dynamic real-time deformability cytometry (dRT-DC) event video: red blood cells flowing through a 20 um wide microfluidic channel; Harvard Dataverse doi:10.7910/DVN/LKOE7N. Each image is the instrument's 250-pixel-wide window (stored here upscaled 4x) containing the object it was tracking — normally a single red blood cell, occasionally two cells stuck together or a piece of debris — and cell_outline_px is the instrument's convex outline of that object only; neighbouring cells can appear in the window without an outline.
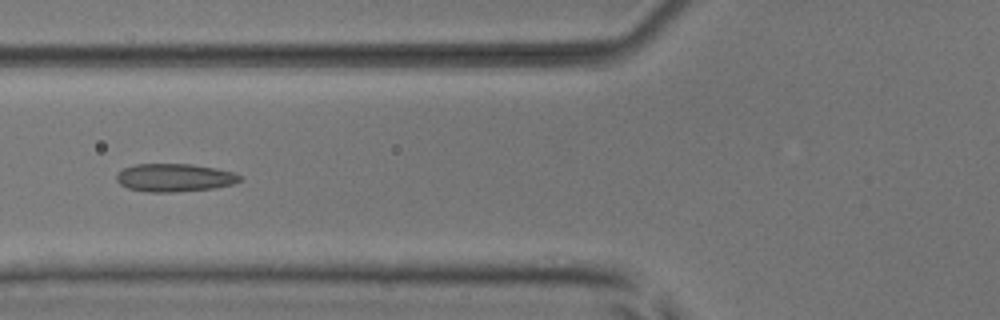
{"species": "common noctule bat (a hibernating species)", "species_latin": "Nyctalus noctula", "temperature_condition": "room temperature", "stored_images_in_passage": 7, "camera_frame_rate_fps": 3000, "um_per_image_px": 0.085, "animal": {"sex": "male", "body_mass_g": 17.9, "forearm_length_mm": 54.2}, "frame": {"image": 1, "passage_image": 6, "time_ms": 6.0, "image_size_px": [1000, 320], "cell_outline_px": [[240, 180], [232, 184], [212, 188], [172, 192], [148, 192], [128, 188], [120, 184], [116, 180], [116, 176], [124, 168], [136, 164], [192, 164], [216, 168], [232, 172], [240, 176]], "centroid_in_image_um": [14.8, 15.1], "position_along_channel_um": 111.0, "area_um2": 19.88}}
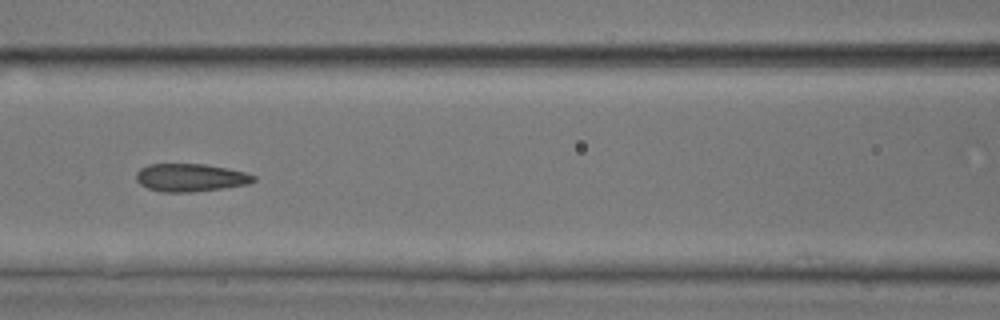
{"frame": {"image": 2, "passage_image": 7, "time_ms": 7.0, "image_size_px": [1000, 320], "cell_outline_px": [[256, 180], [248, 184], [192, 192], [160, 192], [148, 188], [140, 184], [136, 180], [136, 172], [140, 168], [148, 164], [204, 164], [244, 172], [256, 176]], "centroid_in_image_um": [16.15, 15.09], "position_along_channel_um": 150.5, "area_um2": 18.96}}